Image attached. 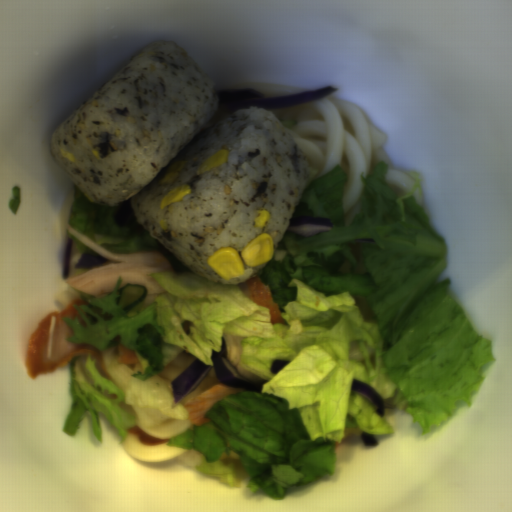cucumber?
Here are the masks:
<instances>
[{
	"label": "cucumber",
	"instance_id": "cucumber-1",
	"mask_svg": "<svg viewBox=\"0 0 512 512\" xmlns=\"http://www.w3.org/2000/svg\"><path fill=\"white\" fill-rule=\"evenodd\" d=\"M115 304L126 316H133L148 309L152 303L146 302L148 291L146 287L134 283H126L117 290Z\"/></svg>",
	"mask_w": 512,
	"mask_h": 512
}]
</instances>
